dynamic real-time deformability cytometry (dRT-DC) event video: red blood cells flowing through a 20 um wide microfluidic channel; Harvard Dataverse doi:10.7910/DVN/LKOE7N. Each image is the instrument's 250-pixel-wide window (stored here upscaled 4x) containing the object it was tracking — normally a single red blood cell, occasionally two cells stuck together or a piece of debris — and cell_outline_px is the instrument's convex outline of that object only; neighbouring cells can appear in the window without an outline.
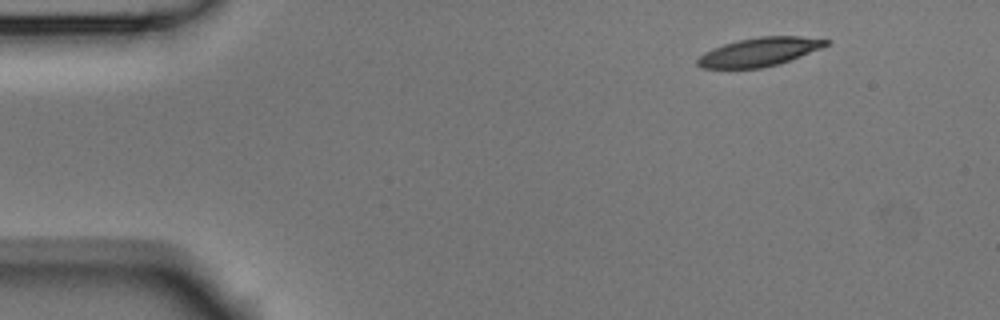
{"species": "Egyptian fruit bat (a non-hibernating species)", "species_latin": "Rousettus aegyptiacus", "temperature_condition": "room temperature", "stored_images_in_passage": 48, "camera_frame_rate_fps": 3000, "um_per_image_px": 0.085, "animal": {"sex": "male"}, "frame": {"image": 1, "passage_image": 1, "time_ms": 0.0, "image_size_px": [1000, 320], "cell_outline_px": [[832, 40], [828, 44], [820, 48], [800, 56], [776, 64], [760, 68], [700, 68], [696, 64], [696, 60], [704, 52], [712, 48], [724, 44], [740, 40], [760, 36], [800, 36]], "centroid_in_image_um": [64.51, 4.41], "position_along_channel_um": 20.5, "area_um2": 21.15}}
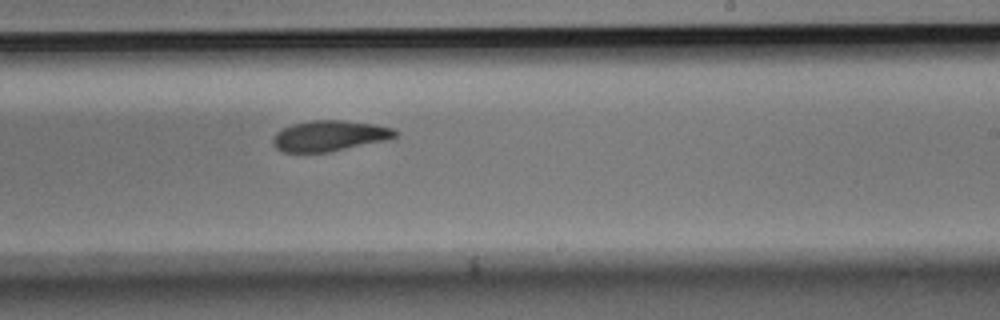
{"frame": {"image": 2, "passage_image": 27, "time_ms": 8.667, "image_size_px": [1000, 320], "cell_outline_px": [[400, 132], [392, 140], [328, 152], [284, 152], [276, 148], [272, 144], [272, 140], [276, 132], [292, 124], [312, 120], [340, 120], [376, 124], [392, 128]], "centroid_in_image_um": [28.06, 11.55], "position_along_channel_um": 260.9, "area_um2": 22.14}}
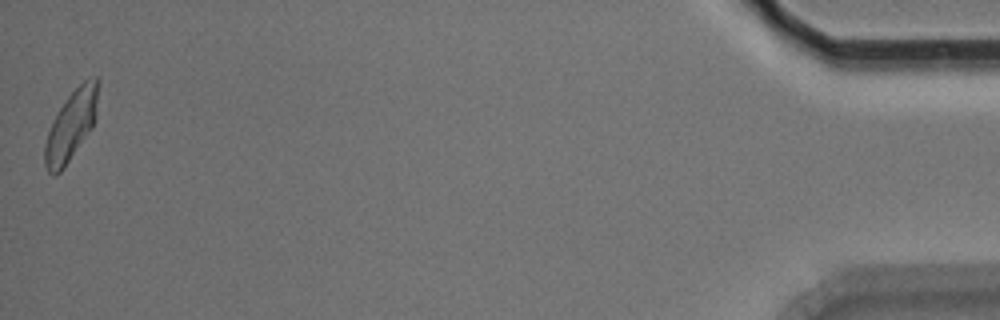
{"frame": {"image": 3, "passage_image": 48, "time_ms": 15.667, "image_size_px": [1000, 320], "cell_outline_px": [[100, 80], [96, 116], [92, 128], [64, 168], [56, 176], [52, 176], [48, 172], [44, 164], [44, 144], [52, 120], [68, 96], [84, 80], [96, 76]], "centroid_in_image_um": [6.05, 10.67], "position_along_channel_um": 429.1, "area_um2": 21.91}, "authors_computed_cell_mechanics": {"area_um2": 22.3108, "velocity_mm_per_s": 3.7386, "shape_relaxation_time_tau1_ms": 5.182, "shape_relaxation_time_tau2_ms": 4.068, "deformation_change_tau1": 0.1839, "deformation_change_tau2": 0.1065}}